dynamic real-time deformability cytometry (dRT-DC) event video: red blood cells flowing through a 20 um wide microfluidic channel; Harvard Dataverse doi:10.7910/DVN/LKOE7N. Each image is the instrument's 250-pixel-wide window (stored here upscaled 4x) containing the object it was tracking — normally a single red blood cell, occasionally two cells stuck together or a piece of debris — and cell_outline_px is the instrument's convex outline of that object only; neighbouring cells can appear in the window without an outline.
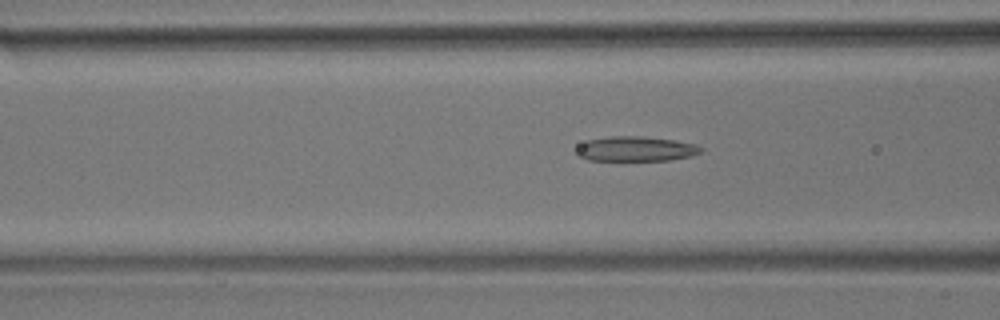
{"species": "common noctule bat (a hibernating species)", "species_latin": "Nyctalus noctula", "temperature_condition": "room temperature", "stored_images_in_passage": 40, "camera_frame_rate_fps": 3000, "um_per_image_px": 0.085, "animal": {"sex": "male", "body_mass_g": 17.9}, "frame": {"image": 1, "passage_image": 5, "time_ms": 1.333, "image_size_px": [1000, 320], "cell_outline_px": [[704, 148], [700, 152], [692, 156], [668, 160], [588, 160], [576, 156], [576, 148], [580, 144], [588, 140], [612, 136], [640, 136], [672, 140], [696, 144]], "centroid_in_image_um": [54.01, 12.66], "position_along_channel_um": 112.6, "area_um2": 17.98}}
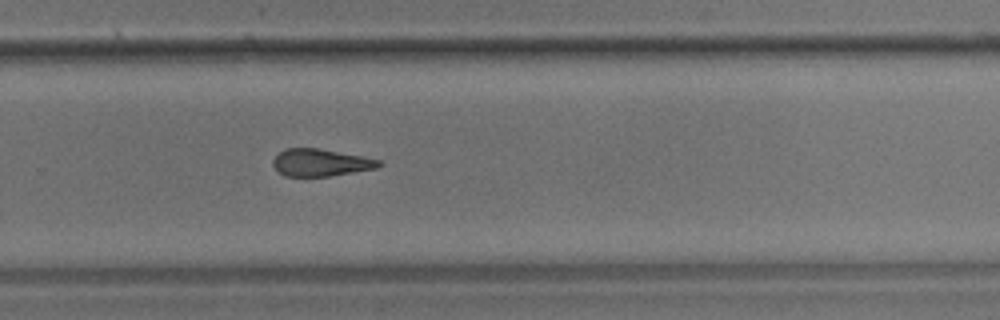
{"frame": {"image": 2, "passage_image": 21, "time_ms": 6.667, "image_size_px": [1000, 320], "cell_outline_px": [[384, 164], [376, 168], [328, 176], [284, 176], [272, 164], [272, 160], [284, 148], [316, 148], [364, 156], [380, 160]], "centroid_in_image_um": [27.26, 13.81], "position_along_channel_um": 302.5, "area_um2": 16.7}}
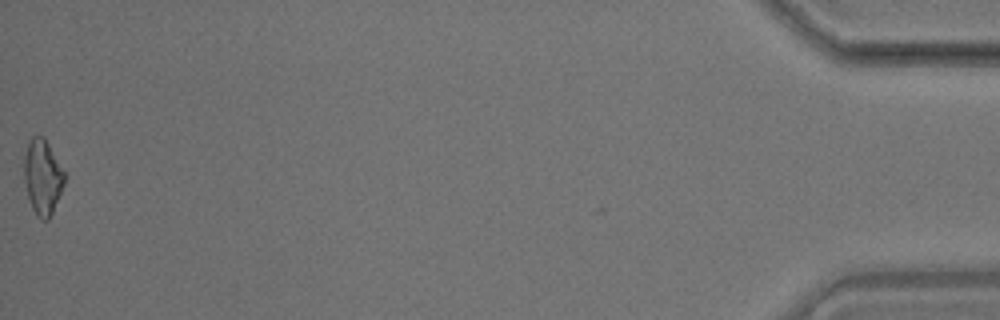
{"frame": {"image": 3, "passage_image": 40, "time_ms": 13.0, "image_size_px": [1000, 320], "cell_outline_px": [[64, 184], [52, 212], [48, 220], [40, 220], [36, 216], [32, 208], [28, 196], [24, 180], [24, 156], [28, 140], [32, 136], [44, 136], [64, 172]], "centroid_in_image_um": [3.59, 15.03], "position_along_channel_um": 431.6, "area_um2": 17.51}, "authors_computed_cell_mechanics": {"area_um2": 17.6579, "velocity_mm_per_s": 3.568, "shape_relaxation_time_tau1_ms": null, "shape_relaxation_time_tau2_ms": 8.8093, "deformation_change_tau1": null, "deformation_change_tau2": 0.2271}}